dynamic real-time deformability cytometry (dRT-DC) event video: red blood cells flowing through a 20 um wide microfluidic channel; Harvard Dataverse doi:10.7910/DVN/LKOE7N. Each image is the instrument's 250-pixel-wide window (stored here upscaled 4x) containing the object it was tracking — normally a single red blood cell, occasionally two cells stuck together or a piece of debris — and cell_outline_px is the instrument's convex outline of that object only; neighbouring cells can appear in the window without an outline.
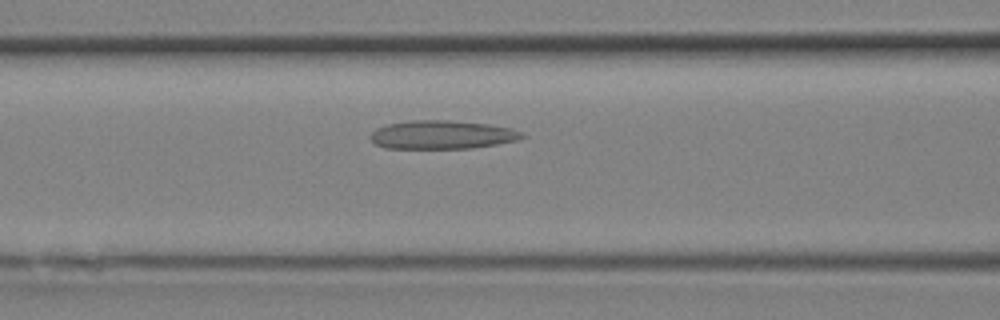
{"species": "Egyptian fruit bat (a non-hibernating species)", "species_latin": "Rousettus aegyptiacus", "temperature_condition": "room temperature", "stored_images_in_passage": 11, "camera_frame_rate_fps": 3000, "um_per_image_px": 0.085, "animal": {"sex": "female"}, "frame": {"image": 1, "passage_image": 5, "time_ms": 1.333, "image_size_px": [1000, 320], "cell_outline_px": [[524, 136], [516, 140], [496, 144], [472, 148], [384, 148], [376, 144], [368, 136], [376, 128], [388, 124], [412, 120], [448, 120], [488, 124], [512, 128], [520, 132]], "centroid_in_image_um": [37.53, 11.45], "position_along_channel_um": 129.1, "area_um2": 25.03}}
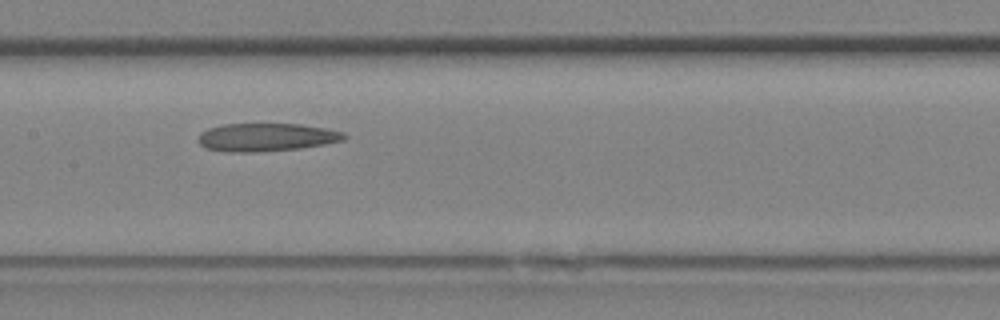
{"frame": {"image": 2, "passage_image": 7, "time_ms": 2.0, "image_size_px": [1000, 320], "cell_outline_px": [[348, 136], [344, 140], [324, 144], [300, 148], [256, 152], [228, 152], [204, 148], [200, 144], [200, 132], [208, 128], [224, 124], [300, 124], [324, 128], [344, 132]], "centroid_in_image_um": [22.64, 11.66], "position_along_channel_um": 184.8, "area_um2": 23.81}}